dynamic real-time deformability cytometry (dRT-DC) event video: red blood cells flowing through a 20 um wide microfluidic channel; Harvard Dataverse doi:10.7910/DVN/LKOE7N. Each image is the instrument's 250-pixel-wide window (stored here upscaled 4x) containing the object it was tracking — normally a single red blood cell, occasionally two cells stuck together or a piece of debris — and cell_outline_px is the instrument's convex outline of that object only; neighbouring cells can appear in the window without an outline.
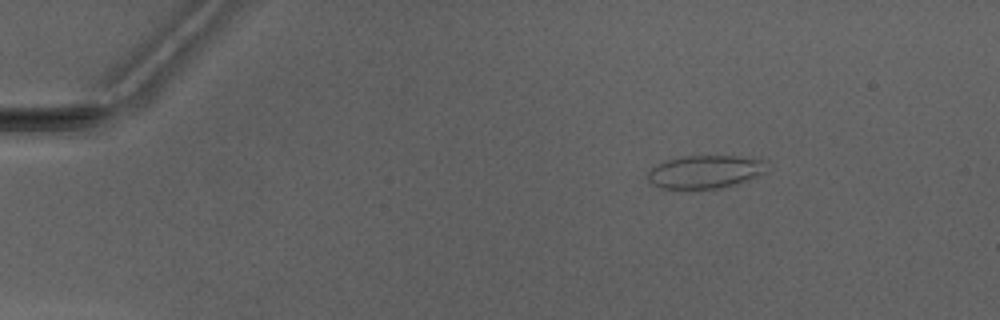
{"species": "Egyptian fruit bat (a non-hibernating species)", "species_latin": "Rousettus aegyptiacus", "temperature_condition": "warm", "stored_images_in_passage": 3, "camera_frame_rate_fps": 3000, "um_per_image_px": 0.085, "animal": {"sex": "male"}, "frame": {"image": 1, "passage_image": 1, "time_ms": 0.0, "image_size_px": [1000, 320], "cell_outline_px": [[768, 160], [764, 172], [744, 180], [732, 184], [716, 188], [660, 188], [652, 184], [648, 180], [648, 172], [656, 164], [664, 160], [684, 156], [736, 156]], "centroid_in_image_um": [59.88, 14.58], "position_along_channel_um": 25.1, "area_um2": 22.54}}